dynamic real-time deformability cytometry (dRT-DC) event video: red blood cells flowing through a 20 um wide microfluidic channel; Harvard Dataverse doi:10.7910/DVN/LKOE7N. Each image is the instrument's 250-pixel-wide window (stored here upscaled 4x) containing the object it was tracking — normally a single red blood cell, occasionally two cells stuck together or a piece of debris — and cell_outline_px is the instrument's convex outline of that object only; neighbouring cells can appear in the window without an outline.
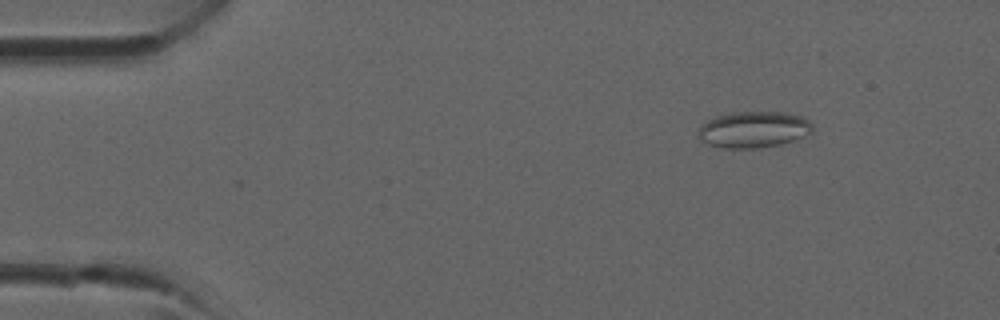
{"species": "common noctule bat (a hibernating species)", "species_latin": "Nyctalus noctula", "temperature_condition": "room temperature", "stored_images_in_passage": 38, "camera_frame_rate_fps": 3000, "um_per_image_px": 0.085, "animal": {"sex": "male", "forearm_length_mm": 52.5}, "frame": {"image": 1, "passage_image": 5, "time_ms": 1.333, "image_size_px": [1000, 320], "cell_outline_px": [[812, 132], [796, 140], [780, 144], [760, 148], [724, 148], [708, 144], [700, 140], [700, 128], [708, 120], [716, 116], [732, 112], [788, 112], [804, 116], [812, 124]], "centroid_in_image_um": [64.11, 11.0], "position_along_channel_um": 20.9, "area_um2": 24.22}}
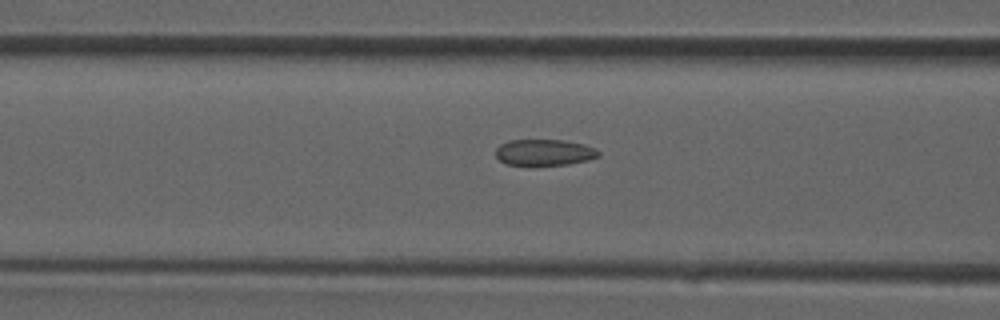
{"frame": {"image": 2, "passage_image": 15, "time_ms": 4.667, "image_size_px": [1000, 320], "cell_outline_px": [[600, 156], [588, 160], [568, 164], [508, 164], [500, 160], [496, 156], [496, 148], [500, 144], [508, 140], [564, 140], [584, 144], [596, 148], [600, 152]], "centroid_in_image_um": [46.3, 12.93], "position_along_channel_um": 120.3, "area_um2": 15.55}}
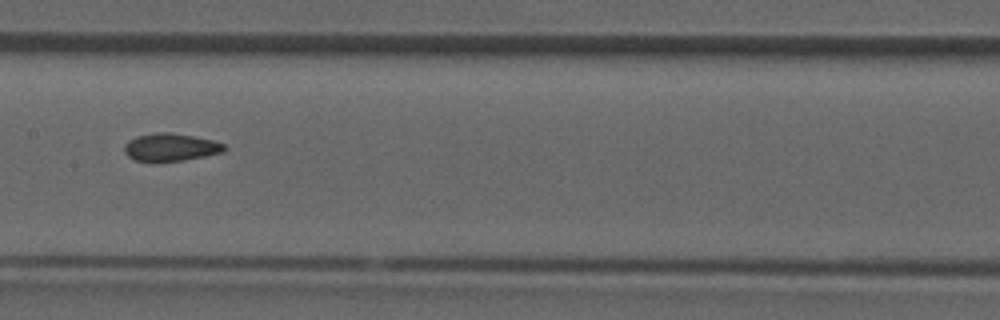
{"frame": {"image": 3, "passage_image": 19, "time_ms": 6.0, "image_size_px": [1000, 320], "cell_outline_px": [[228, 148], [224, 152], [204, 156], [180, 160], [136, 160], [128, 156], [124, 152], [124, 144], [128, 140], [136, 136], [156, 132], [168, 132], [192, 136], [212, 140], [224, 144]], "centroid_in_image_um": [14.5, 12.49], "position_along_channel_um": 192.9, "area_um2": 15.84}}